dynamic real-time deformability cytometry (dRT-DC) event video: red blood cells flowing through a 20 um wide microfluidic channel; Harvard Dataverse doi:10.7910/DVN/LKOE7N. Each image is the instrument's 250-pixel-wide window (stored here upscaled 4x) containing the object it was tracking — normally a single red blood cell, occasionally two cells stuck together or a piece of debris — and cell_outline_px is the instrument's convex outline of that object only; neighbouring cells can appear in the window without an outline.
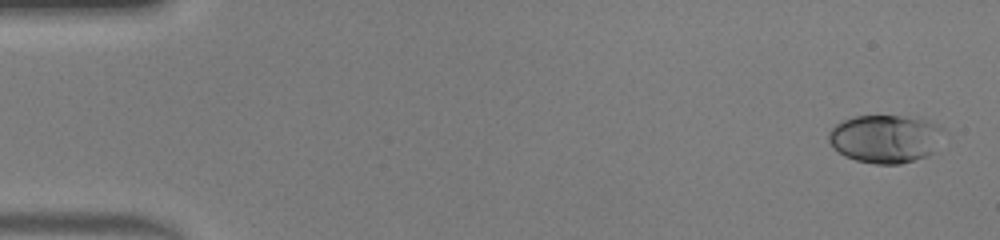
{"species": "human", "species_latin": "Homo sapiens", "temperature_condition": "warm", "stored_images_in_passage": 48, "camera_frame_rate_fps": 3000, "um_per_image_px": 0.085, "donor": {"sex": "male"}, "frame": {"image": 1, "passage_image": 2, "time_ms": 0.333, "image_size_px": [1000, 240], "cell_outline_px": [[948, 132], [932, 152], [928, 156], [900, 164], [876, 164], [856, 160], [844, 156], [832, 148], [828, 140], [828, 132], [836, 124], [844, 120], [856, 116], [920, 116], [940, 124]], "centroid_in_image_um": [75.32, 11.77], "position_along_channel_um": 9.7, "area_um2": 33.06}}
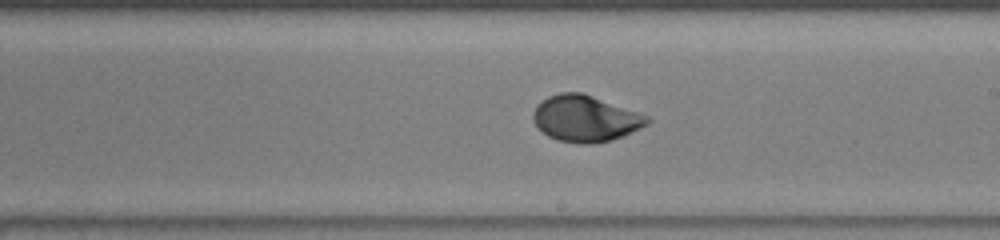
{"frame": {"image": 2, "passage_image": 28, "time_ms": 9.0, "image_size_px": [1000, 240], "cell_outline_px": [[652, 120], [648, 124], [624, 136], [608, 140], [588, 144], [580, 144], [556, 140], [548, 136], [532, 120], [532, 112], [536, 104], [548, 96], [560, 92], [584, 92], [640, 112], [648, 116]], "centroid_in_image_um": [49.76, 10.05], "position_along_channel_um": 239.2, "area_um2": 31.1}}
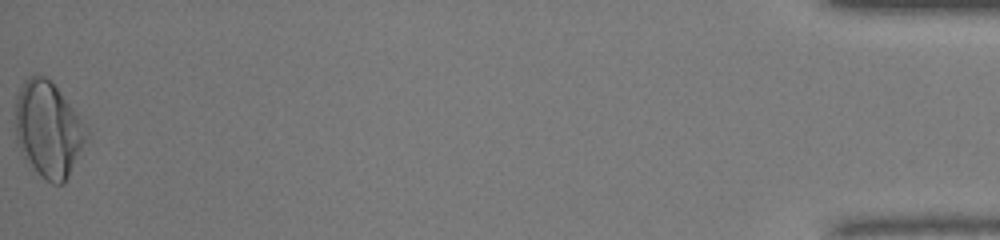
{"frame": {"image": 3, "passage_image": 48, "time_ms": 15.667, "image_size_px": [1000, 240], "cell_outline_px": [[88, 136], [64, 184], [52, 184], [40, 176], [16, 140], [16, 96], [24, 80], [32, 72], [36, 72], [44, 76], [56, 88], [80, 116], [88, 128]], "centroid_in_image_um": [4.11, 10.95], "position_along_channel_um": 431.1, "area_um2": 39.02}, "authors_computed_cell_mechanics": {"area_um2": 30.4895, "velocity_mm_per_s": 4.3688, "shape_relaxation_time_tau1_ms": 3.6314, "shape_relaxation_time_tau2_ms": null, "deformation_change_tau1": 0.1888, "deformation_change_tau2": null}}